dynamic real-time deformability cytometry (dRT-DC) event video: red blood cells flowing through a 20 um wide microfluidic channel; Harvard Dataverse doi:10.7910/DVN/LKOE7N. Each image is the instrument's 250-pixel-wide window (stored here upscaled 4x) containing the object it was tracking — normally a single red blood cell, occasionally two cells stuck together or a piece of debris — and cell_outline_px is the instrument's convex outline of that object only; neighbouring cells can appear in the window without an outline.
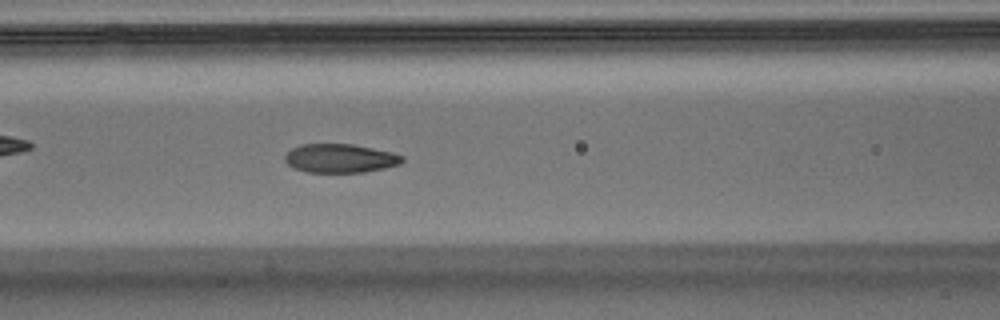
{"species": "Egyptian fruit bat (a non-hibernating species)", "species_latin": "Rousettus aegyptiacus", "temperature_condition": "warm", "stored_images_in_passage": 38, "camera_frame_rate_fps": 3000, "um_per_image_px": 0.085, "animal": {"sex": "male"}, "frame": {"image": 1, "passage_image": 11, "time_ms": 3.333, "image_size_px": [1000, 320], "cell_outline_px": [[404, 160], [400, 164], [384, 168], [364, 172], [308, 172], [296, 168], [288, 164], [284, 160], [284, 156], [292, 148], [300, 144], [352, 144], [392, 152], [404, 156]], "centroid_in_image_um": [28.92, 13.45], "position_along_channel_um": 137.7, "area_um2": 19.59}}
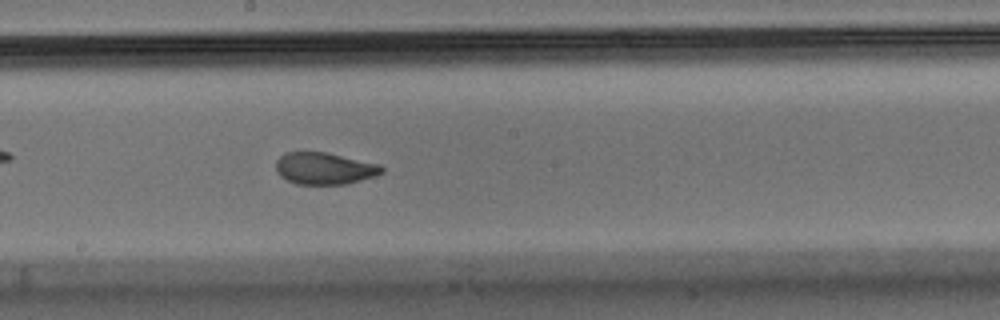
{"frame": {"image": 2, "passage_image": 18, "time_ms": 5.667, "image_size_px": [1000, 320], "cell_outline_px": [[384, 172], [376, 176], [348, 184], [296, 184], [280, 176], [276, 172], [276, 160], [284, 152], [328, 152], [380, 164], [384, 168]], "centroid_in_image_um": [27.6, 14.31], "position_along_channel_um": 220.6, "area_um2": 19.94}}
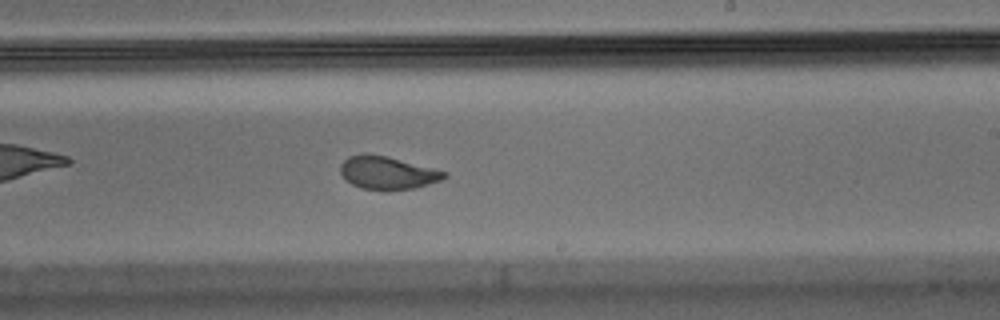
{"frame": {"image": 3, "passage_image": 21, "time_ms": 6.667, "image_size_px": [1000, 320], "cell_outline_px": [[448, 176], [444, 180], [416, 188], [388, 192], [360, 188], [352, 184], [340, 172], [340, 164], [348, 156], [364, 152], [388, 156], [448, 172]], "centroid_in_image_um": [32.96, 14.7], "position_along_channel_um": 256.0, "area_um2": 20.58}, "authors_computed_cell_mechanics": {"area_um2": 20.8369, "velocity_mm_per_s": 3.5602, "shape_relaxation_time_tau1_ms": 6.7291, "shape_relaxation_time_tau2_ms": 1.194, "deformation_change_tau1": 0.2069, "deformation_change_tau2": 0.0629}}